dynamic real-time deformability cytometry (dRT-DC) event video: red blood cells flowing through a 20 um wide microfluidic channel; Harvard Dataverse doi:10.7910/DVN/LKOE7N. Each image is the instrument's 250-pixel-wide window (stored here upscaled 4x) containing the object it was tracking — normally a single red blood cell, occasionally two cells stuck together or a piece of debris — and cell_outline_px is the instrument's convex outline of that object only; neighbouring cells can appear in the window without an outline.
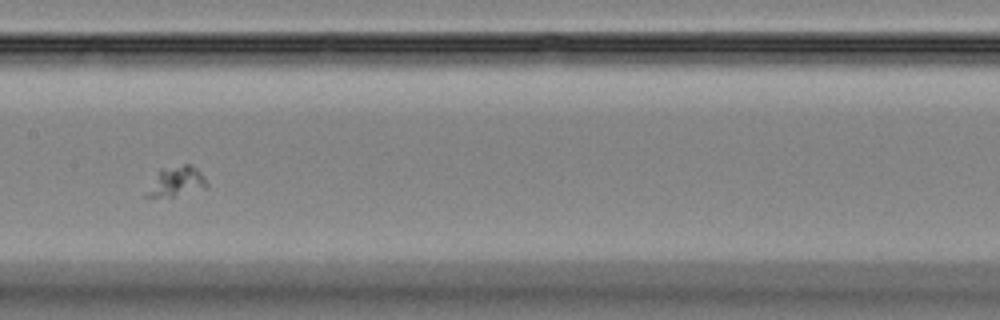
{"species": "Egyptian fruit bat (a non-hibernating species)", "species_latin": "Rousettus aegyptiacus", "temperature_condition": "room temperature", "stored_images_in_passage": 49, "camera_frame_rate_fps": 3000, "um_per_image_px": 0.085, "animal": {"sex": "female"}, "frame": {"image": 1, "passage_image": 22, "time_ms": 7.0, "image_size_px": [1000, 320], "cell_outline_px": [[208, 188], [172, 196], [144, 196], [160, 168], [184, 164], [192, 164], [204, 176], [208, 184]], "centroid_in_image_um": [15.04, 15.4], "position_along_channel_um": 192.4, "area_um2": 10.35}}
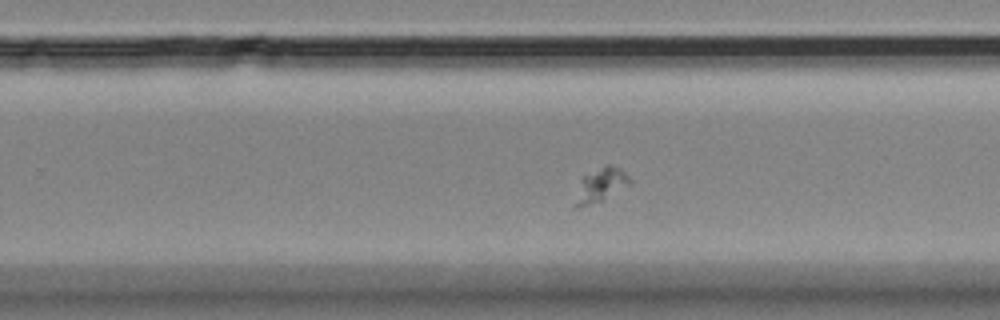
{"frame": {"image": 2, "passage_image": 29, "time_ms": 9.333, "image_size_px": [1000, 320], "cell_outline_px": [[632, 184], [604, 200], [580, 208], [576, 208], [576, 204], [580, 176], [608, 164], [620, 168], [632, 180]], "centroid_in_image_um": [51.09, 15.72], "position_along_channel_um": 278.7, "area_um2": 10.87}}